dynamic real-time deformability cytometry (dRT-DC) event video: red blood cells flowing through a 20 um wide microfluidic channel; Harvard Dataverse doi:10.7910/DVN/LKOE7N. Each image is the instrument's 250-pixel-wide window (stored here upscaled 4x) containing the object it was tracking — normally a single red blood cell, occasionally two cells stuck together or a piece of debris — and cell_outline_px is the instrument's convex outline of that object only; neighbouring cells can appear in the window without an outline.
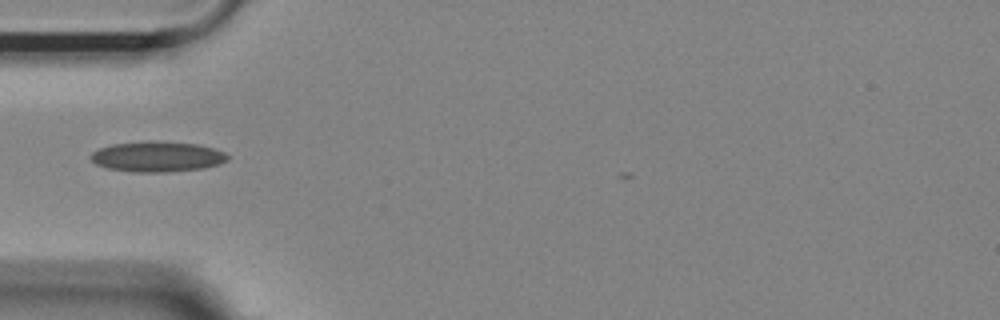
{"species": "Egyptian fruit bat (a non-hibernating species)", "species_latin": "Rousettus aegyptiacus", "temperature_condition": "room temperature", "stored_images_in_passage": 31, "camera_frame_rate_fps": 3000, "um_per_image_px": 0.085, "animal": {"sex": "female"}, "frame": {"image": 1, "passage_image": 1, "time_ms": 0.0, "image_size_px": [1000, 320], "cell_outline_px": [[228, 160], [220, 164], [204, 168], [168, 172], [136, 172], [108, 168], [96, 164], [88, 156], [92, 152], [100, 148], [112, 144], [144, 140], [160, 140], [200, 144], [224, 152], [228, 156]], "centroid_in_image_um": [13.37, 13.29], "position_along_channel_um": 71.6, "area_um2": 24.62}}
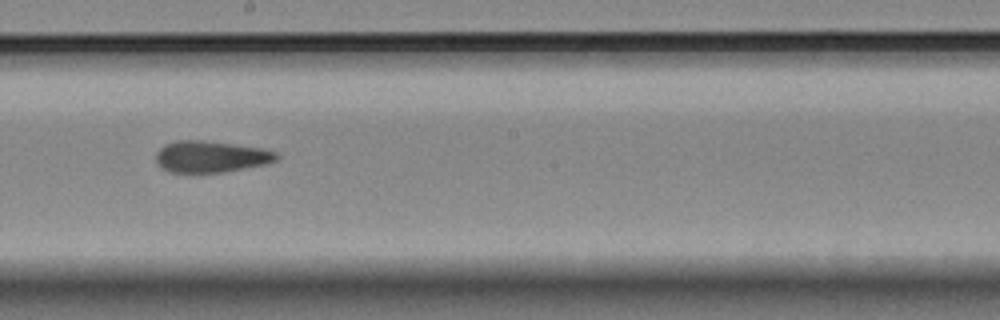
{"frame": {"image": 2, "passage_image": 14, "time_ms": 4.333, "image_size_px": [1000, 320], "cell_outline_px": [[280, 156], [276, 160], [264, 164], [224, 172], [168, 172], [160, 168], [156, 160], [156, 152], [164, 144], [176, 140], [200, 140], [232, 144], [260, 148], [276, 152]], "centroid_in_image_um": [17.87, 13.31], "position_along_channel_um": 230.3, "area_um2": 22.02}}
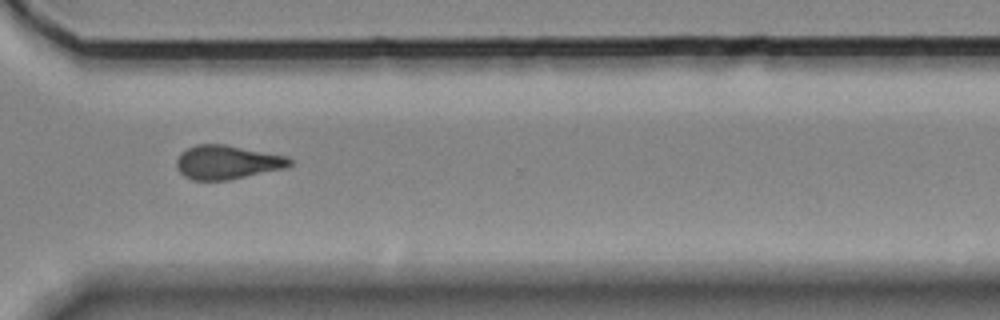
{"frame": {"image": 3, "passage_image": 24, "time_ms": 7.667, "image_size_px": [1000, 320], "cell_outline_px": [[292, 164], [288, 168], [228, 180], [192, 180], [184, 176], [176, 168], [176, 160], [180, 152], [196, 144], [224, 144], [288, 156], [292, 160]], "centroid_in_image_um": [19.32, 13.79], "position_along_channel_um": 351.3, "area_um2": 22.6}}